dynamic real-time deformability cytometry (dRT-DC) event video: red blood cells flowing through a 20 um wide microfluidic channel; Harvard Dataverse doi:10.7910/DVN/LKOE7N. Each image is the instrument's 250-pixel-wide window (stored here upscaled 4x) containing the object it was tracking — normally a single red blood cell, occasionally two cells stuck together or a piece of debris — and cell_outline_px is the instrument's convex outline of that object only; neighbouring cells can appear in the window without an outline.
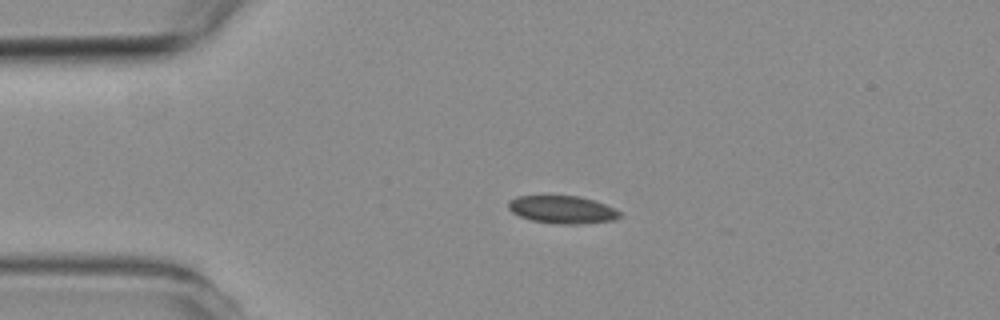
{"species": "common noctule bat (a hibernating species)", "species_latin": "Nyctalus noctula", "temperature_condition": "room temperature", "stored_images_in_passage": 5, "camera_frame_rate_fps": 3000, "um_per_image_px": 0.085, "animal": {"sex": "female", "body_mass_g": 19.3, "forearm_length_mm": 54.1}, "frame": {"image": 1, "passage_image": 4, "time_ms": 3.333, "image_size_px": [1000, 320], "cell_outline_px": [[624, 216], [612, 220], [580, 224], [560, 224], [532, 220], [520, 216], [512, 212], [508, 208], [508, 200], [516, 196], [580, 196], [596, 200], [620, 212]], "centroid_in_image_um": [47.8, 17.81], "position_along_channel_um": 37.2, "area_um2": 17.98}}